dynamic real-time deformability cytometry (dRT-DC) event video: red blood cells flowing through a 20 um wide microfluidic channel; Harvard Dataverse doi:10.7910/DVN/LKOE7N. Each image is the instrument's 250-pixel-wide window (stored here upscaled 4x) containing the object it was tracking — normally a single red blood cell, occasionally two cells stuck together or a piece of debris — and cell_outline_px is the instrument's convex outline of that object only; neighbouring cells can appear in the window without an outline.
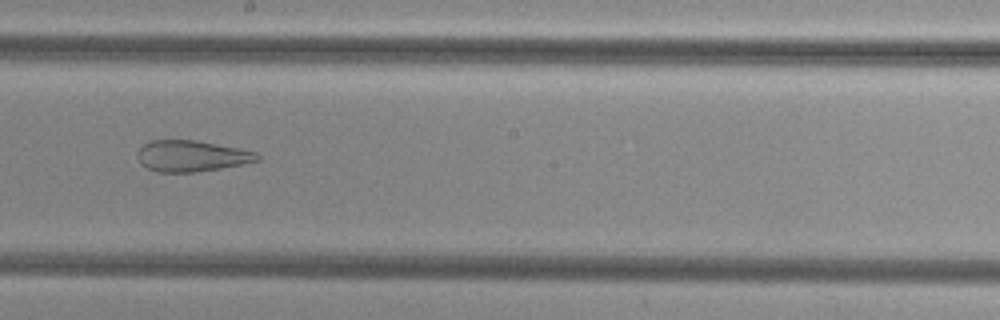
{"species": "common noctule bat (a hibernating species)", "species_latin": "Nyctalus noctula", "temperature_condition": "cold", "stored_images_in_passage": 39, "camera_frame_rate_fps": 3000, "um_per_image_px": 0.085, "animal": {"sex": "female", "body_mass_g": 29.2, "forearm_length_mm": 56.3}, "frame": {"image": 1, "passage_image": 17, "time_ms": 5.333, "image_size_px": [1000, 320], "cell_outline_px": [[260, 160], [220, 168], [196, 172], [160, 172], [148, 168], [140, 164], [136, 156], [136, 152], [144, 144], [152, 140], [196, 140], [240, 148], [256, 152], [260, 156]], "centroid_in_image_um": [16.26, 13.25], "position_along_channel_um": 231.9, "area_um2": 21.73}}
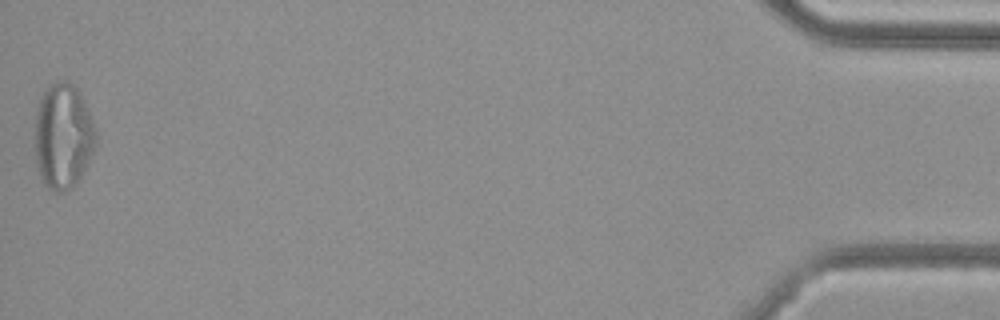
{"frame": {"image": 2, "passage_image": 39, "time_ms": 12.667, "image_size_px": [1000, 320], "cell_outline_px": [[96, 144], [80, 176], [64, 192], [56, 192], [48, 188], [44, 184], [40, 176], [36, 164], [36, 112], [40, 100], [48, 84], [60, 80], [68, 80], [80, 92], [96, 128]], "centroid_in_image_um": [5.36, 11.53], "position_along_channel_um": 429.8, "area_um2": 37.05}}